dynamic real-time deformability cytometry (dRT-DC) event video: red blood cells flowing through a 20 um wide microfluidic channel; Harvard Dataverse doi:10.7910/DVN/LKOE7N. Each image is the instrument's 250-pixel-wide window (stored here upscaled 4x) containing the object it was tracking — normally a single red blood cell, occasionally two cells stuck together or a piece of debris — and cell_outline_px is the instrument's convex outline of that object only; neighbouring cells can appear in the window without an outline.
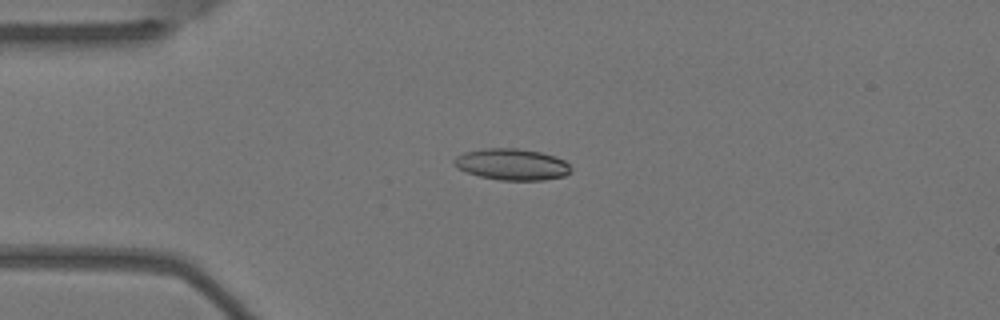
{"species": "Egyptian fruit bat (a non-hibernating species)", "species_latin": "Rousettus aegyptiacus", "temperature_condition": "warm", "stored_images_in_passage": 4, "camera_frame_rate_fps": 3000, "um_per_image_px": 0.085, "animal": {"sex": "female"}, "frame": {"image": 1, "passage_image": 3, "time_ms": 0.667, "image_size_px": [1000, 320], "cell_outline_px": [[572, 172], [564, 176], [544, 180], [500, 180], [480, 176], [456, 168], [452, 160], [456, 156], [464, 152], [484, 148], [516, 148], [540, 152], [556, 156], [564, 160], [572, 168]], "centroid_in_image_um": [43.52, 13.97], "position_along_channel_um": 41.5, "area_um2": 21.5}}